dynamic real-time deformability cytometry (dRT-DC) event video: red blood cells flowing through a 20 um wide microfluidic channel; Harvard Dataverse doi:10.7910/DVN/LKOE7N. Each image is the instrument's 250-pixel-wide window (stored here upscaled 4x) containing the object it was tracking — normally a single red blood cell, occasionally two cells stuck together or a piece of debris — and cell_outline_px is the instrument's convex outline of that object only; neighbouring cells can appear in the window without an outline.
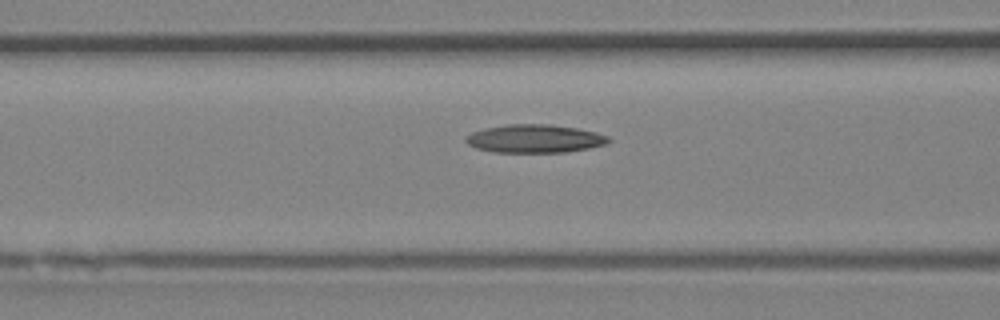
{"species": "Egyptian fruit bat (a non-hibernating species)", "species_latin": "Rousettus aegyptiacus", "temperature_condition": "room temperature", "stored_images_in_passage": 16, "camera_frame_rate_fps": 3000, "um_per_image_px": 0.085, "animal": {"sex": "female"}, "frame": {"image": 1, "passage_image": 14, "time_ms": 4.333, "image_size_px": [1000, 320], "cell_outline_px": [[612, 140], [604, 144], [588, 148], [564, 152], [492, 152], [476, 148], [468, 144], [464, 140], [464, 136], [472, 132], [484, 128], [504, 124], [552, 124], [576, 128], [596, 132], [608, 136]], "centroid_in_image_um": [45.4, 11.78], "position_along_channel_um": 121.2, "area_um2": 23.58}}